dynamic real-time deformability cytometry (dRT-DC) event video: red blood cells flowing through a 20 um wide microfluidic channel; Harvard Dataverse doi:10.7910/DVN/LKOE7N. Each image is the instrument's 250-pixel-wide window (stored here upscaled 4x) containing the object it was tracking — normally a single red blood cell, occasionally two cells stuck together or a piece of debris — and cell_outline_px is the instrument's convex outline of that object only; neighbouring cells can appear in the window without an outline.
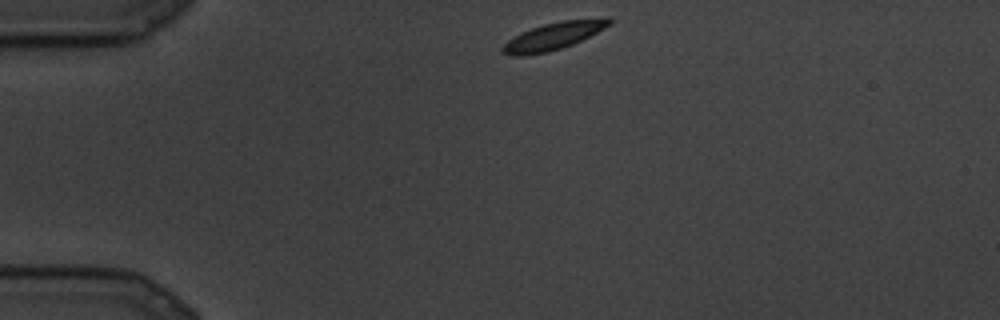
{"species": "common noctule bat (a hibernating species)", "species_latin": "Nyctalus noctula", "temperature_condition": "cold", "stored_images_in_passage": 75, "camera_frame_rate_fps": 3000, "um_per_image_px": 0.085, "animal": {"sex": "male", "body_mass_g": 19.5, "forearm_length_mm": 54.6}, "frame": {"image": 1, "passage_image": 1, "time_ms": 0.0, "image_size_px": [1000, 320], "cell_outline_px": [[612, 24], [572, 44], [548, 52], [524, 56], [508, 56], [500, 52], [500, 48], [508, 40], [532, 28], [544, 24], [560, 20], [608, 16], [612, 16]], "centroid_in_image_um": [47.07, 3.05], "position_along_channel_um": 37.9, "area_um2": 17.17}}
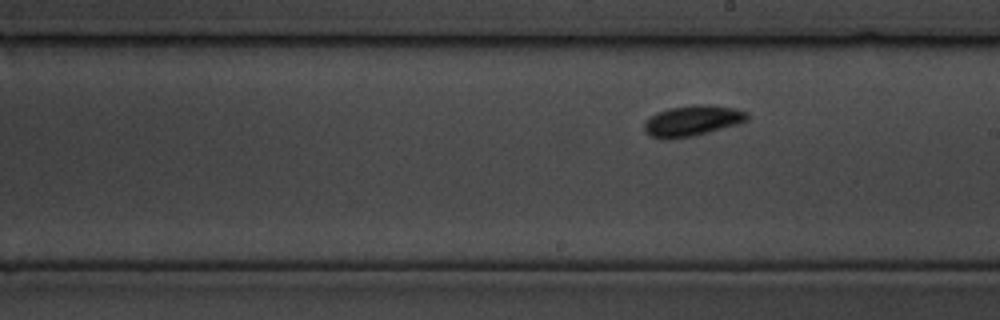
{"frame": {"image": 2, "passage_image": 34, "time_ms": 11.0, "image_size_px": [1000, 320], "cell_outline_px": [[748, 120], [736, 124], [708, 132], [692, 136], [664, 140], [652, 136], [644, 132], [644, 124], [648, 116], [656, 112], [668, 108], [692, 104], [708, 104], [732, 108], [748, 112]], "centroid_in_image_um": [58.79, 10.25], "position_along_channel_um": 230.2, "area_um2": 18.5}}
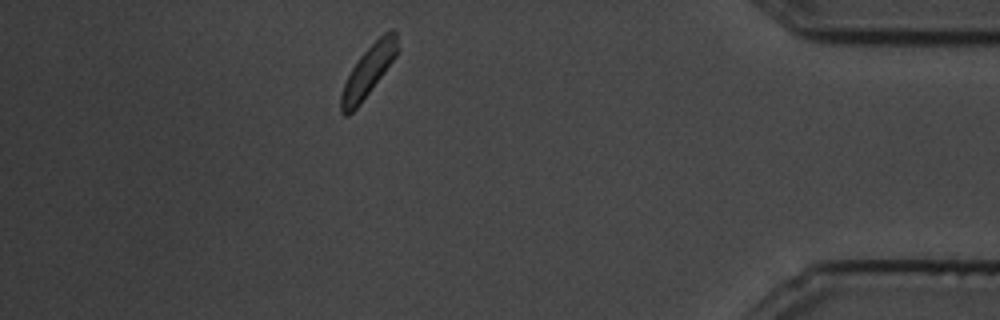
{"frame": {"image": 3, "passage_image": 64, "time_ms": 21.0, "image_size_px": [1000, 320], "cell_outline_px": [[396, 56], [360, 104], [348, 116], [344, 116], [340, 112], [340, 96], [344, 84], [352, 68], [360, 56], [384, 32], [392, 28], [396, 32]], "centroid_in_image_um": [31.26, 6.08], "position_along_channel_um": 403.9, "area_um2": 16.18}}